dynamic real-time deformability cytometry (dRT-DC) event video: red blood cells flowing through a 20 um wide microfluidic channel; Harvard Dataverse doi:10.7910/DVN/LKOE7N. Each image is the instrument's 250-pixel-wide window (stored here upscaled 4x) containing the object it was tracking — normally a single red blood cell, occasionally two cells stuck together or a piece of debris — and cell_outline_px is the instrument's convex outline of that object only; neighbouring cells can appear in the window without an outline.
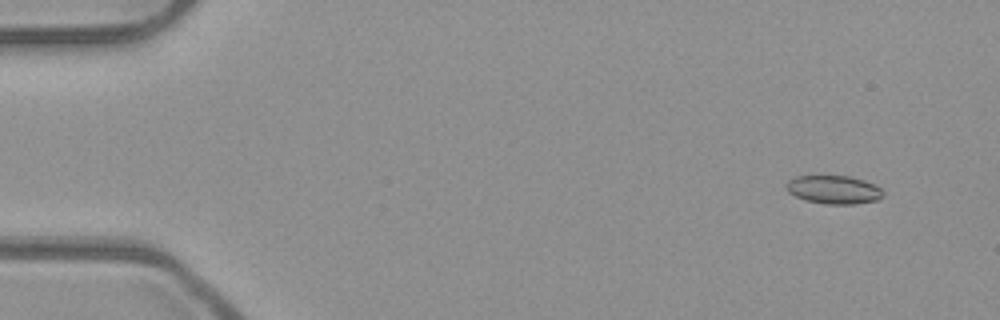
{"species": "common noctule bat (a hibernating species)", "species_latin": "Nyctalus noctula", "temperature_condition": "room temperature", "stored_images_in_passage": 11, "camera_frame_rate_fps": 3000, "um_per_image_px": 0.085, "animal": {"sex": "male", "body_mass_g": 23.1, "forearm_length_mm": 52.7}, "frame": {"image": 1, "passage_image": 4, "time_ms": 1.0, "image_size_px": [1000, 320], "cell_outline_px": [[884, 196], [876, 200], [856, 204], [824, 204], [804, 200], [788, 192], [788, 180], [796, 176], [848, 176], [864, 180], [880, 188], [884, 192]], "centroid_in_image_um": [70.89, 16.13], "position_along_channel_um": 14.1, "area_um2": 15.9}}